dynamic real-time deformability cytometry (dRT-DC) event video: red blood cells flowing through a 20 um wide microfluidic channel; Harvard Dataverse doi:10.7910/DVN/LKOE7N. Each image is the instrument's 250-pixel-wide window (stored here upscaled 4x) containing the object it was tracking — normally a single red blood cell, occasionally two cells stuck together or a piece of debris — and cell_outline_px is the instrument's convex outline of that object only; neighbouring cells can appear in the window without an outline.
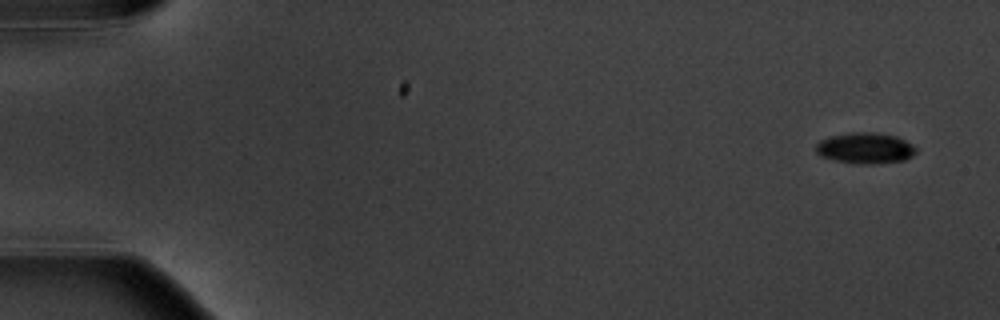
{"species": "common noctule bat (a hibernating species)", "species_latin": "Nyctalus noctula", "temperature_condition": "warm", "stored_images_in_passage": 5, "camera_frame_rate_fps": 3000, "um_per_image_px": 0.085, "animal": {"sex": "male", "body_mass_g": 20.1, "forearm_length_mm": 53.5}, "frame": {"image": 1, "passage_image": 1, "time_ms": 0.0, "image_size_px": [1000, 320], "cell_outline_px": [[916, 152], [912, 156], [904, 160], [872, 164], [860, 164], [836, 160], [820, 156], [816, 152], [816, 144], [820, 140], [832, 136], [852, 132], [876, 132], [896, 136], [912, 144], [916, 148]], "centroid_in_image_um": [73.55, 12.59], "position_along_channel_um": 11.4, "area_um2": 17.98}}
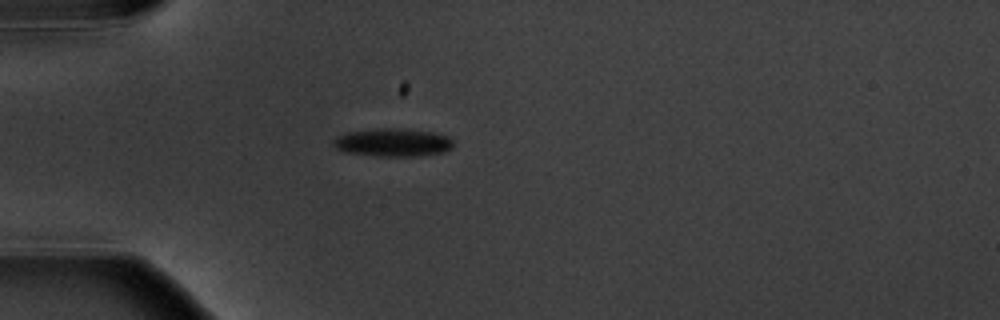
{"frame": {"image": 2, "passage_image": 5, "time_ms": 4.667, "image_size_px": [1000, 320], "cell_outline_px": [[452, 148], [444, 152], [420, 156], [376, 156], [344, 152], [336, 148], [332, 144], [332, 140], [336, 136], [348, 132], [376, 128], [404, 128], [432, 132], [448, 136], [452, 140]], "centroid_in_image_um": [33.37, 12.11], "position_along_channel_um": 51.6, "area_um2": 19.88}}